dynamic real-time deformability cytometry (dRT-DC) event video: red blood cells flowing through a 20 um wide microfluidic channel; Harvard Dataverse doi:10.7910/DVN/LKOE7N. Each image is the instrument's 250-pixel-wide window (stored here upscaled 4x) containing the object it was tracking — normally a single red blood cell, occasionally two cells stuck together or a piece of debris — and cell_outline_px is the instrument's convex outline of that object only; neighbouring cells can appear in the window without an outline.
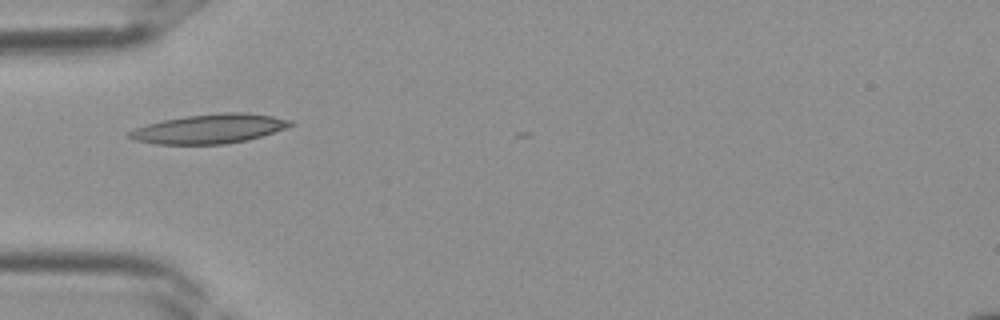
{"species": "Egyptian fruit bat (a non-hibernating species)", "species_latin": "Rousettus aegyptiacus", "temperature_condition": "room temperature", "stored_images_in_passage": 2, "camera_frame_rate_fps": 3000, "um_per_image_px": 0.085, "frame": {"image": 1, "passage_image": 1, "time_ms": 0.0, "image_size_px": [1000, 320], "cell_outline_px": [[296, 124], [248, 140], [224, 144], [156, 144], [132, 140], [128, 136], [128, 132], [132, 128], [164, 120], [184, 116], [224, 112], [244, 112], [272, 116], [292, 120]], "centroid_in_image_um": [17.77, 10.94], "position_along_channel_um": 67.2, "area_um2": 27.51}}